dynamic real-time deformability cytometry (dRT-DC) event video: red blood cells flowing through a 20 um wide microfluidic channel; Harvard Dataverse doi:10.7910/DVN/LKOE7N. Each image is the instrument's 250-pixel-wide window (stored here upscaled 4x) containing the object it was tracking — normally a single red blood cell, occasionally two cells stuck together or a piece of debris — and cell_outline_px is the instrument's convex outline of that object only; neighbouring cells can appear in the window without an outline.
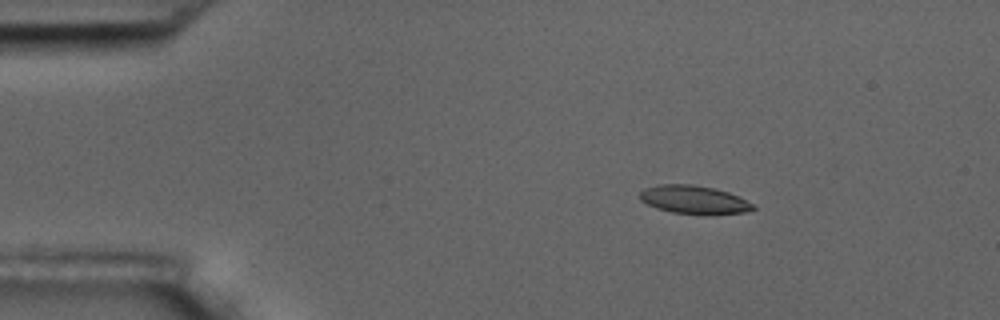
{"species": "common noctule bat (a hibernating species)", "species_latin": "Nyctalus noctula", "temperature_condition": "room temperature", "stored_images_in_passage": 4, "camera_frame_rate_fps": 3000, "um_per_image_px": 0.085, "animal": {"sex": "male", "body_mass_g": 17.5, "forearm_length_mm": 52.3}, "frame": {"image": 1, "passage_image": 2, "time_ms": 1.0, "image_size_px": [1000, 320], "cell_outline_px": [[756, 208], [744, 212], [708, 216], [704, 216], [672, 212], [656, 208], [640, 200], [640, 192], [644, 188], [660, 184], [692, 184], [716, 188], [728, 192], [752, 204]], "centroid_in_image_um": [58.97, 16.99], "position_along_channel_um": 26.0, "area_um2": 18.9}}
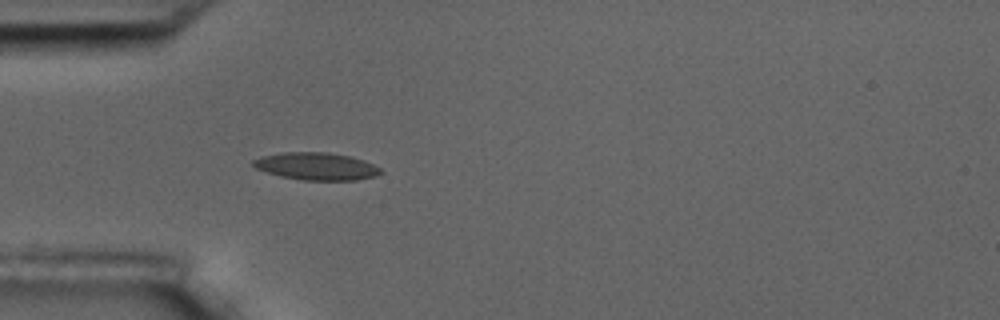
{"frame": {"image": 2, "passage_image": 4, "time_ms": 3.667, "image_size_px": [1000, 320], "cell_outline_px": [[384, 172], [376, 176], [356, 180], [304, 180], [280, 176], [256, 168], [252, 164], [252, 160], [260, 156], [280, 152], [324, 152], [348, 156], [364, 160], [380, 168]], "centroid_in_image_um": [26.88, 14.13], "position_along_channel_um": 58.1, "area_um2": 20.35}}